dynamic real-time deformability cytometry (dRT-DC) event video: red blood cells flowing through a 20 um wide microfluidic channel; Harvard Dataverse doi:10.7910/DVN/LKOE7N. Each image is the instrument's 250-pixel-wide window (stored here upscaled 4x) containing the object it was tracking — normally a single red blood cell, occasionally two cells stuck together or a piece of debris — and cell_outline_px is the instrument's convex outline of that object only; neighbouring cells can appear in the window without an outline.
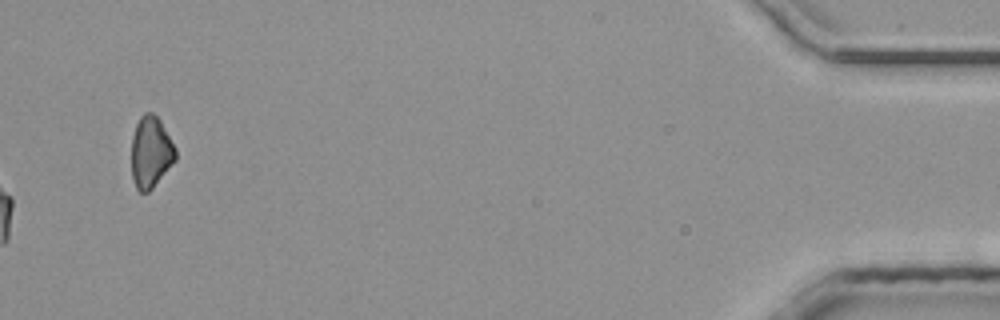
{"species": "common noctule bat (a hibernating species)", "species_latin": "Nyctalus noctula", "temperature_condition": "room temperature", "stored_images_in_passage": 42, "camera_frame_rate_fps": 3000, "um_per_image_px": 0.085, "animal": {"sex": "male", "body_mass_g": 20.4}, "frame": {"image": 1, "passage_image": 42, "time_ms": 13.667, "image_size_px": [1000, 320], "cell_outline_px": [[176, 160], [152, 188], [148, 192], [140, 192], [136, 188], [132, 176], [132, 136], [136, 124], [140, 116], [144, 112], [152, 112], [160, 120], [176, 148]], "centroid_in_image_um": [12.81, 12.92], "position_along_channel_um": 422.4, "area_um2": 18.32}}